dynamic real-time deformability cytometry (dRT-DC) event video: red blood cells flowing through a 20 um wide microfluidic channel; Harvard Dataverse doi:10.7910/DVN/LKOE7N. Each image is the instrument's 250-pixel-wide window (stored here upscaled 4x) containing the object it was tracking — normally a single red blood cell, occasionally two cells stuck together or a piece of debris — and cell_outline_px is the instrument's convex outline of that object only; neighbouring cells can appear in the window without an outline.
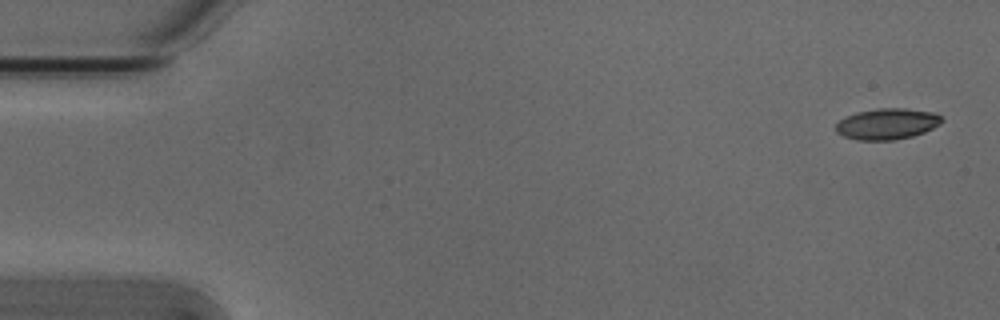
{"species": "Egyptian fruit bat (a non-hibernating species)", "species_latin": "Rousettus aegyptiacus", "temperature_condition": "cold", "stored_images_in_passage": 6, "camera_frame_rate_fps": 3000, "um_per_image_px": 0.085, "animal": {"sex": "male"}, "frame": {"image": 1, "passage_image": 1, "time_ms": 0.0, "image_size_px": [1000, 320], "cell_outline_px": [[944, 120], [940, 124], [924, 132], [912, 136], [892, 140], [856, 140], [844, 136], [836, 132], [836, 124], [840, 120], [856, 112], [880, 108], [904, 108], [936, 112]], "centroid_in_image_um": [75.42, 10.52], "position_along_channel_um": 9.6, "area_um2": 19.13}}